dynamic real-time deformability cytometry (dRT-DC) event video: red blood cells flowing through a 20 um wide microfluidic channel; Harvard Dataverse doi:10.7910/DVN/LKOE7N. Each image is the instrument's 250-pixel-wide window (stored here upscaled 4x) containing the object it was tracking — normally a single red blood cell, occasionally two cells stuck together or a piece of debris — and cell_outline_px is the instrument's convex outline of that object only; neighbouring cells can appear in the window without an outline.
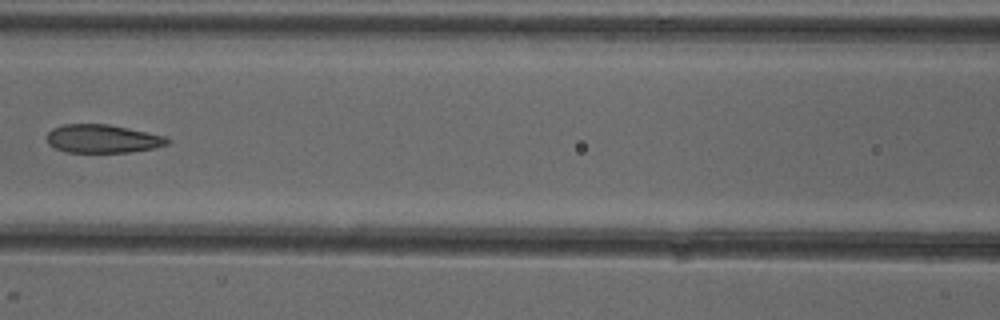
{"species": "common noctule bat (a hibernating species)", "species_latin": "Nyctalus noctula", "temperature_condition": "cold", "stored_images_in_passage": 7, "camera_frame_rate_fps": 3000, "um_per_image_px": 0.085, "animal": {"sex": "female"}, "frame": {"image": 1, "passage_image": 7, "time_ms": 7.333, "image_size_px": [1000, 320], "cell_outline_px": [[172, 140], [168, 144], [152, 148], [128, 152], [68, 152], [56, 148], [48, 144], [48, 132], [52, 128], [64, 124], [108, 124], [128, 128], [164, 136]], "centroid_in_image_um": [8.72, 11.79], "position_along_channel_um": 157.9, "area_um2": 19.71}}